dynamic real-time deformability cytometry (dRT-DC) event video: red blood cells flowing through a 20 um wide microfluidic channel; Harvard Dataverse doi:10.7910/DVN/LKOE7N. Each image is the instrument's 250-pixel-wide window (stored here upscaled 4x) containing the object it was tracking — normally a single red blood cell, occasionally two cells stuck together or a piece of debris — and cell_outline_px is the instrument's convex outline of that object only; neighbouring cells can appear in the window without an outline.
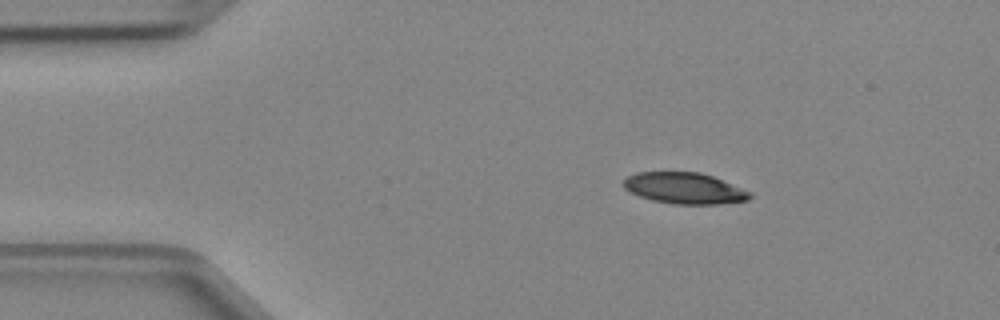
{"species": "Egyptian fruit bat (a non-hibernating species)", "species_latin": "Rousettus aegyptiacus", "temperature_condition": "cold", "stored_images_in_passage": 3, "camera_frame_rate_fps": 3000, "um_per_image_px": 0.085, "animal": {"sex": "female"}, "frame": {"image": 1, "passage_image": 1, "time_ms": 0.0, "image_size_px": [1000, 320], "cell_outline_px": [[752, 196], [748, 200], [720, 204], [672, 204], [652, 200], [640, 196], [624, 188], [620, 184], [628, 176], [636, 172], [700, 172], [712, 176], [752, 192]], "centroid_in_image_um": [58.17, 16.0], "position_along_channel_um": 26.8, "area_um2": 23.0}}
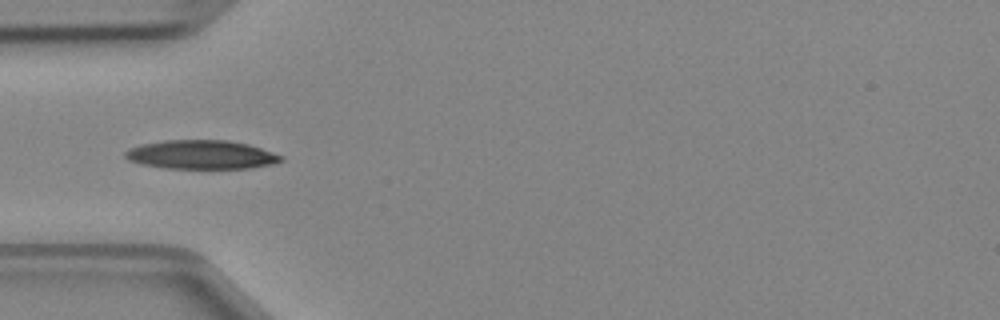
{"frame": {"image": 2, "passage_image": 3, "time_ms": 0.667, "image_size_px": [1000, 320], "cell_outline_px": [[284, 160], [272, 164], [252, 168], [164, 168], [140, 164], [128, 160], [124, 156], [124, 152], [140, 144], [164, 140], [228, 140], [248, 144], [284, 156]], "centroid_in_image_um": [17.11, 13.14], "position_along_channel_um": 67.9, "area_um2": 26.24}}